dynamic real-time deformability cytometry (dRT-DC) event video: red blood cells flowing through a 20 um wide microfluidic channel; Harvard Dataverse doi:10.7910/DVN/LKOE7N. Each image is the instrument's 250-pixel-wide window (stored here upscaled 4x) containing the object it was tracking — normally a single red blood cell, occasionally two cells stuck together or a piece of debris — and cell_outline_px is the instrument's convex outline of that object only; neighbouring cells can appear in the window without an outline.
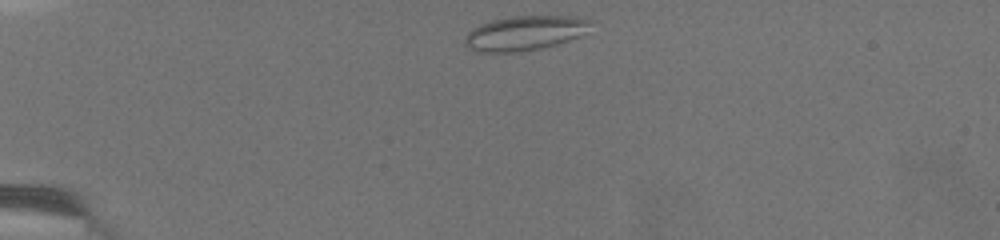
{"species": "common noctule bat (a hibernating species)", "species_latin": "Nyctalus noctula", "temperature_condition": "warm", "stored_images_in_passage": 24, "camera_frame_rate_fps": 3000, "um_per_image_px": 0.085, "animal": {"sex": "female", "body_mass_g": 19.5, "forearm_length_mm": 54.1}, "frame": {"image": 1, "passage_image": 1, "time_ms": 0.0, "image_size_px": [1000, 240], "cell_outline_px": [[592, 20], [580, 36], [556, 44], [540, 48], [512, 52], [480, 52], [468, 48], [464, 44], [464, 40], [468, 32], [472, 28], [480, 24], [492, 20], [512, 16], [580, 16]], "centroid_in_image_um": [44.56, 2.8], "position_along_channel_um": 40.4, "area_um2": 25.14}}
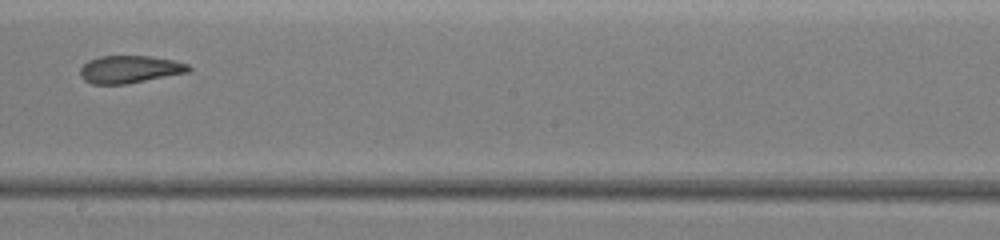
{"frame": {"image": 2, "passage_image": 15, "time_ms": 6.0, "image_size_px": [1000, 240], "cell_outline_px": [[192, 68], [188, 72], [128, 84], [92, 84], [84, 80], [80, 76], [80, 68], [88, 60], [100, 56], [148, 56], [172, 60], [188, 64]], "centroid_in_image_um": [11.0, 5.9], "position_along_channel_um": 237.2, "area_um2": 17.4}}
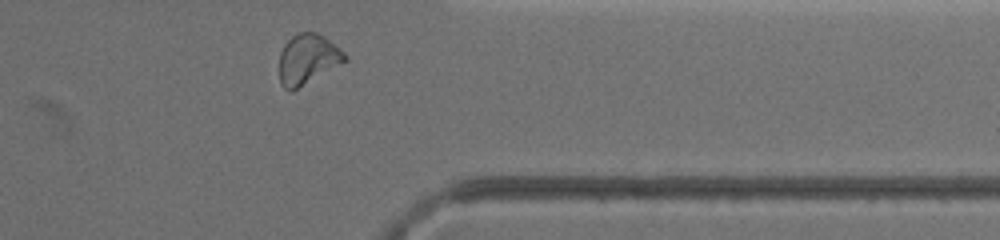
{"frame": {"image": 3, "passage_image": 24, "time_ms": 9.667, "image_size_px": [1000, 240], "cell_outline_px": [[348, 60], [292, 92], [284, 88], [280, 84], [280, 52], [284, 44], [292, 36], [300, 32], [316, 32], [324, 36], [340, 48], [348, 56]], "centroid_in_image_um": [26.16, 5.03], "position_along_channel_um": 385.2, "area_um2": 19.25}, "authors_computed_cell_mechanics": {"area_um2": 18.0914, "velocity_mm_per_s": 4.1764, "shape_relaxation_time_tau1_ms": null, "shape_relaxation_time_tau2_ms": 2.1539, "deformation_change_tau1": null, "deformation_change_tau2": 0.1038}}